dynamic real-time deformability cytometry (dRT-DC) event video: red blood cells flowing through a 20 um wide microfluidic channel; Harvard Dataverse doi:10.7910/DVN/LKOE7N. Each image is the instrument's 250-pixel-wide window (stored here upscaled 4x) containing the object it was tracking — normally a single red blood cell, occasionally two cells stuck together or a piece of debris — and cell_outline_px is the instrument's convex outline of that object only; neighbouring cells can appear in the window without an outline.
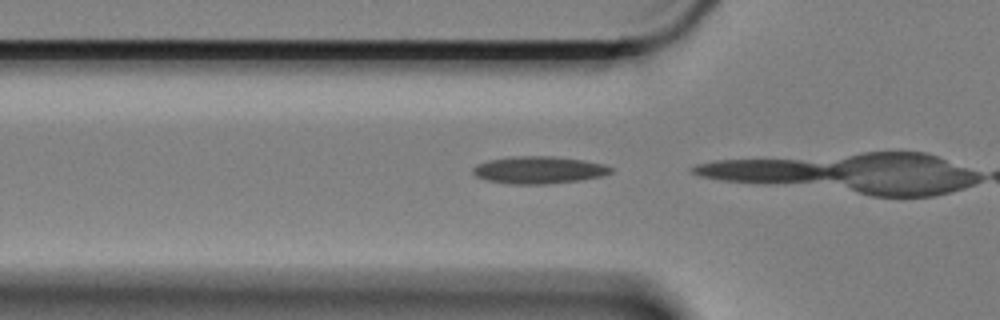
{"species": "Egyptian fruit bat (a non-hibernating species)", "species_latin": "Rousettus aegyptiacus", "temperature_condition": "cold", "stored_images_in_passage": 3, "camera_frame_rate_fps": 3000, "um_per_image_px": 0.085, "animal": {"sex": "female"}, "frame": {"image": 1, "passage_image": 2, "time_ms": 0.333, "image_size_px": [1000, 320], "cell_outline_px": [[612, 172], [600, 176], [580, 180], [544, 184], [512, 184], [488, 180], [476, 176], [472, 172], [472, 168], [476, 164], [488, 160], [512, 156], [552, 156], [584, 160], [604, 164], [612, 168]], "centroid_in_image_um": [45.77, 14.44], "position_along_channel_um": 80.0, "area_um2": 21.85}}